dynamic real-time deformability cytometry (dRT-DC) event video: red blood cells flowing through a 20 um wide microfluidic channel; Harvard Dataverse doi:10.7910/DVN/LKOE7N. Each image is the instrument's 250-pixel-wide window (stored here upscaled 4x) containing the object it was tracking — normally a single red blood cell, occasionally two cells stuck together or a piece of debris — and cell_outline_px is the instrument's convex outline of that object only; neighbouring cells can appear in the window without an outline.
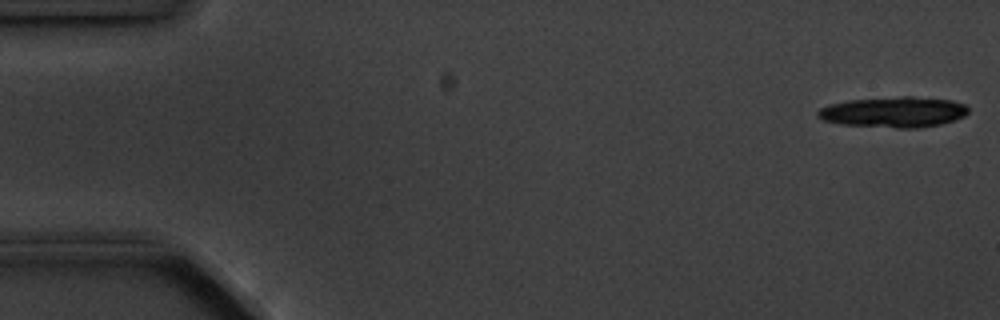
{"species": "common noctule bat (a hibernating species)", "species_latin": "Nyctalus noctula", "temperature_condition": "cold", "stored_images_in_passage": 6, "camera_frame_rate_fps": 3000, "um_per_image_px": 0.085, "animal": {"sex": "male", "body_mass_g": 20.1, "forearm_length_mm": 53.5}, "frame": {"image": 1, "passage_image": 1, "time_ms": 0.0, "image_size_px": [1000, 320], "cell_outline_px": [[968, 112], [964, 116], [956, 120], [940, 124], [920, 128], [896, 128], [840, 124], [824, 120], [816, 116], [816, 112], [820, 108], [828, 104], [848, 100], [900, 96], [912, 96], [952, 100], [964, 104], [968, 108]], "centroid_in_image_um": [75.96, 9.52], "position_along_channel_um": 9.0, "area_um2": 27.11}}